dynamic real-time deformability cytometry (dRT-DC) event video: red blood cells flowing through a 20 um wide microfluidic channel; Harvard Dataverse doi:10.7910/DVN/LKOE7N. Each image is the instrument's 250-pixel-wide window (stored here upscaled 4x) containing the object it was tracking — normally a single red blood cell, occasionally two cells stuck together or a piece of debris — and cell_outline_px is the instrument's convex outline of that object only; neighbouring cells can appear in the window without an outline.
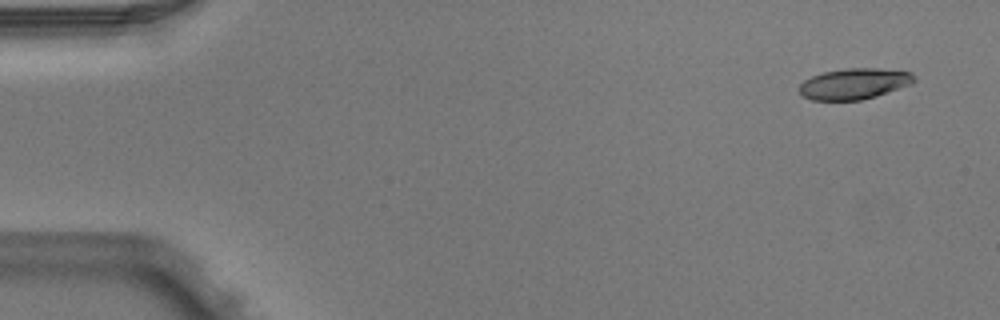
{"species": "Egyptian fruit bat (a non-hibernating species)", "species_latin": "Rousettus aegyptiacus", "temperature_condition": "warm", "stored_images_in_passage": 4, "camera_frame_rate_fps": 3000, "um_per_image_px": 0.085, "animal": {"sex": "male"}, "frame": {"image": 1, "passage_image": 1, "time_ms": 0.0, "image_size_px": [1000, 320], "cell_outline_px": [[916, 80], [912, 84], [876, 96], [860, 100], [812, 100], [800, 96], [800, 84], [804, 80], [812, 76], [824, 72], [848, 68], [876, 68], [912, 72], [916, 76]], "centroid_in_image_um": [72.62, 7.12], "position_along_channel_um": 12.4, "area_um2": 20.75}}